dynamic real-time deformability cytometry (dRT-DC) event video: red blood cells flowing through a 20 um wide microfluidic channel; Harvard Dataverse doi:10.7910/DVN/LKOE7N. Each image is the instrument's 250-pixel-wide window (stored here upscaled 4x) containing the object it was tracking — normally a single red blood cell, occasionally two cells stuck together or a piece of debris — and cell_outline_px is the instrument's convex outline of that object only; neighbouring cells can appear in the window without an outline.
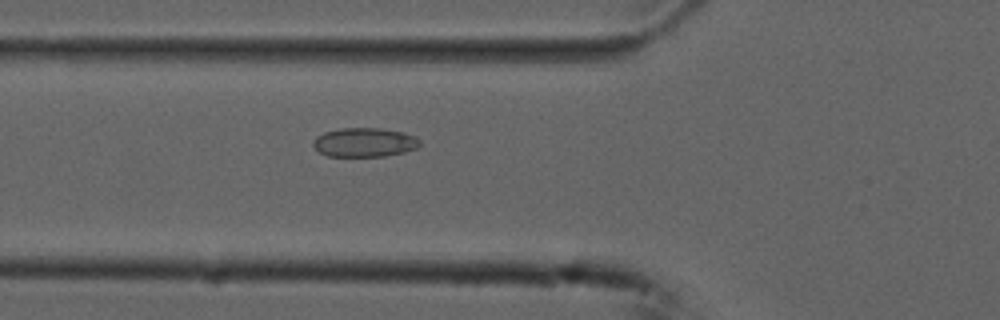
{"species": "common noctule bat (a hibernating species)", "species_latin": "Nyctalus noctula", "temperature_condition": "cold", "stored_images_in_passage": 43, "camera_frame_rate_fps": 3000, "um_per_image_px": 0.085, "animal": {"sex": "male", "forearm_length_mm": 52.5}, "frame": {"image": 1, "passage_image": 8, "time_ms": 2.333, "image_size_px": [1000, 320], "cell_outline_px": [[420, 144], [416, 148], [404, 152], [384, 156], [328, 156], [320, 152], [312, 144], [312, 140], [316, 136], [324, 132], [340, 128], [380, 128], [404, 132], [420, 140]], "centroid_in_image_um": [30.95, 12.09], "position_along_channel_um": 94.8, "area_um2": 18.03}}
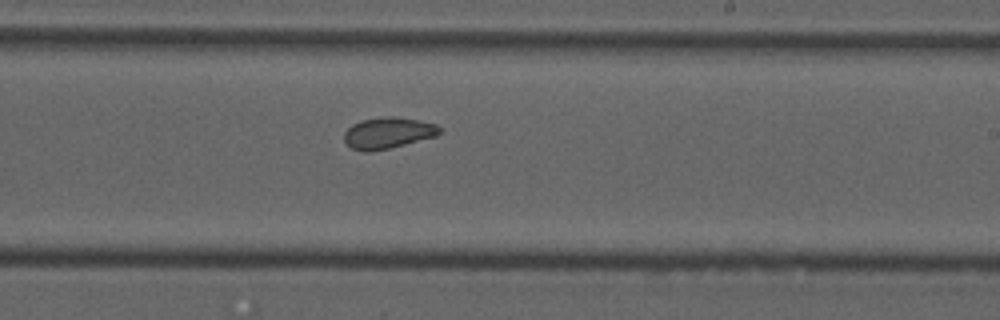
{"frame": {"image": 2, "passage_image": 21, "time_ms": 6.667, "image_size_px": [1000, 320], "cell_outline_px": [[440, 132], [436, 136], [388, 148], [368, 152], [364, 152], [352, 148], [344, 140], [344, 132], [352, 124], [364, 120], [392, 116], [420, 120], [436, 124], [440, 128]], "centroid_in_image_um": [32.97, 11.3], "position_along_channel_um": 256.0, "area_um2": 17.05}}
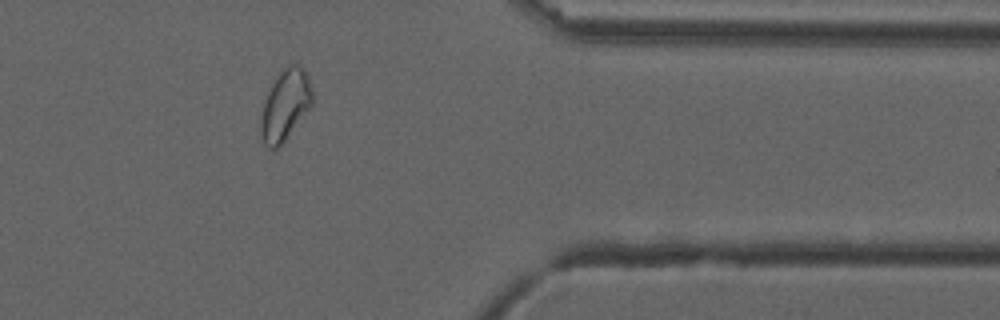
{"frame": {"image": 3, "passage_image": 33, "time_ms": 10.667, "image_size_px": [1000, 320], "cell_outline_px": [[312, 104], [284, 140], [276, 148], [268, 148], [264, 144], [260, 132], [260, 120], [264, 104], [268, 92], [276, 76], [288, 64], [296, 64], [308, 76], [312, 92]], "centroid_in_image_um": [24.22, 8.93], "position_along_channel_um": 387.2, "area_um2": 20.58}, "authors_computed_cell_mechanics": {"area_um2": 18.207, "velocity_mm_per_s": 3.7151, "shape_relaxation_time_tau1_ms": null, "shape_relaxation_time_tau2_ms": 2.6234, "deformation_change_tau1": null, "deformation_change_tau2": 0.0577}}